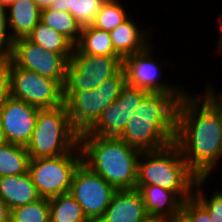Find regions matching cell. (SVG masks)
Instances as JSON below:
<instances>
[{
    "instance_id": "ffe728a7",
    "label": "cell",
    "mask_w": 222,
    "mask_h": 222,
    "mask_svg": "<svg viewBox=\"0 0 222 222\" xmlns=\"http://www.w3.org/2000/svg\"><path fill=\"white\" fill-rule=\"evenodd\" d=\"M27 39L45 50L60 53L70 60L75 45L63 34L56 32L41 21L33 28Z\"/></svg>"
},
{
    "instance_id": "7c38bea8",
    "label": "cell",
    "mask_w": 222,
    "mask_h": 222,
    "mask_svg": "<svg viewBox=\"0 0 222 222\" xmlns=\"http://www.w3.org/2000/svg\"><path fill=\"white\" fill-rule=\"evenodd\" d=\"M148 93L146 90L126 84L120 96L102 111L100 118L87 132L104 137H119L138 104Z\"/></svg>"
},
{
    "instance_id": "6da1fadb",
    "label": "cell",
    "mask_w": 222,
    "mask_h": 222,
    "mask_svg": "<svg viewBox=\"0 0 222 222\" xmlns=\"http://www.w3.org/2000/svg\"><path fill=\"white\" fill-rule=\"evenodd\" d=\"M174 143L188 167L199 178H209L222 157V104L207 88L181 98Z\"/></svg>"
},
{
    "instance_id": "4dcf8cb0",
    "label": "cell",
    "mask_w": 222,
    "mask_h": 222,
    "mask_svg": "<svg viewBox=\"0 0 222 222\" xmlns=\"http://www.w3.org/2000/svg\"><path fill=\"white\" fill-rule=\"evenodd\" d=\"M10 58L0 57V107L10 97Z\"/></svg>"
},
{
    "instance_id": "603a6c76",
    "label": "cell",
    "mask_w": 222,
    "mask_h": 222,
    "mask_svg": "<svg viewBox=\"0 0 222 222\" xmlns=\"http://www.w3.org/2000/svg\"><path fill=\"white\" fill-rule=\"evenodd\" d=\"M40 21L56 32L63 34L74 45L79 42L82 26L69 12L57 11L47 7L41 9Z\"/></svg>"
},
{
    "instance_id": "8992f818",
    "label": "cell",
    "mask_w": 222,
    "mask_h": 222,
    "mask_svg": "<svg viewBox=\"0 0 222 222\" xmlns=\"http://www.w3.org/2000/svg\"><path fill=\"white\" fill-rule=\"evenodd\" d=\"M125 85L126 75L122 67L92 91H63L64 104L73 128L79 134L88 131L102 111L120 96Z\"/></svg>"
},
{
    "instance_id": "52a82bcc",
    "label": "cell",
    "mask_w": 222,
    "mask_h": 222,
    "mask_svg": "<svg viewBox=\"0 0 222 222\" xmlns=\"http://www.w3.org/2000/svg\"><path fill=\"white\" fill-rule=\"evenodd\" d=\"M82 164L79 146L56 157L30 159L28 174L41 198L51 199L69 193L74 174Z\"/></svg>"
},
{
    "instance_id": "ba28073f",
    "label": "cell",
    "mask_w": 222,
    "mask_h": 222,
    "mask_svg": "<svg viewBox=\"0 0 222 222\" xmlns=\"http://www.w3.org/2000/svg\"><path fill=\"white\" fill-rule=\"evenodd\" d=\"M122 67L120 56L85 55L75 47L66 68L63 91H92Z\"/></svg>"
},
{
    "instance_id": "8d00e7d4",
    "label": "cell",
    "mask_w": 222,
    "mask_h": 222,
    "mask_svg": "<svg viewBox=\"0 0 222 222\" xmlns=\"http://www.w3.org/2000/svg\"><path fill=\"white\" fill-rule=\"evenodd\" d=\"M6 143V139L4 137V133H3V130L1 128V124H0V145H3Z\"/></svg>"
},
{
    "instance_id": "5bb4252c",
    "label": "cell",
    "mask_w": 222,
    "mask_h": 222,
    "mask_svg": "<svg viewBox=\"0 0 222 222\" xmlns=\"http://www.w3.org/2000/svg\"><path fill=\"white\" fill-rule=\"evenodd\" d=\"M40 108L9 97L0 107V124L6 142L27 146Z\"/></svg>"
},
{
    "instance_id": "5b68a950",
    "label": "cell",
    "mask_w": 222,
    "mask_h": 222,
    "mask_svg": "<svg viewBox=\"0 0 222 222\" xmlns=\"http://www.w3.org/2000/svg\"><path fill=\"white\" fill-rule=\"evenodd\" d=\"M79 146V133L71 125L65 104L39 109L35 129L26 150L31 159L56 157Z\"/></svg>"
},
{
    "instance_id": "83f0119b",
    "label": "cell",
    "mask_w": 222,
    "mask_h": 222,
    "mask_svg": "<svg viewBox=\"0 0 222 222\" xmlns=\"http://www.w3.org/2000/svg\"><path fill=\"white\" fill-rule=\"evenodd\" d=\"M208 178H198L194 185L193 197L208 211L213 222H222V191L213 192L208 198L202 191ZM202 191V192H201ZM207 196V197H206Z\"/></svg>"
},
{
    "instance_id": "484cf974",
    "label": "cell",
    "mask_w": 222,
    "mask_h": 222,
    "mask_svg": "<svg viewBox=\"0 0 222 222\" xmlns=\"http://www.w3.org/2000/svg\"><path fill=\"white\" fill-rule=\"evenodd\" d=\"M128 18L124 5L121 6L118 0H105L91 25L100 30L111 32Z\"/></svg>"
},
{
    "instance_id": "f35d334b",
    "label": "cell",
    "mask_w": 222,
    "mask_h": 222,
    "mask_svg": "<svg viewBox=\"0 0 222 222\" xmlns=\"http://www.w3.org/2000/svg\"><path fill=\"white\" fill-rule=\"evenodd\" d=\"M145 222H164V220L163 219H159V218H149Z\"/></svg>"
},
{
    "instance_id": "836d02e7",
    "label": "cell",
    "mask_w": 222,
    "mask_h": 222,
    "mask_svg": "<svg viewBox=\"0 0 222 222\" xmlns=\"http://www.w3.org/2000/svg\"><path fill=\"white\" fill-rule=\"evenodd\" d=\"M220 17H219V27H220V30H221V34H220V38L218 39L219 41H217V42H219V43H217V45L218 46H216L218 49H216V51H218L219 52V55H220V53L222 54V15H219Z\"/></svg>"
},
{
    "instance_id": "f1b7e54d",
    "label": "cell",
    "mask_w": 222,
    "mask_h": 222,
    "mask_svg": "<svg viewBox=\"0 0 222 222\" xmlns=\"http://www.w3.org/2000/svg\"><path fill=\"white\" fill-rule=\"evenodd\" d=\"M180 216L185 222H213L208 211L193 196L183 201Z\"/></svg>"
},
{
    "instance_id": "8fae6325",
    "label": "cell",
    "mask_w": 222,
    "mask_h": 222,
    "mask_svg": "<svg viewBox=\"0 0 222 222\" xmlns=\"http://www.w3.org/2000/svg\"><path fill=\"white\" fill-rule=\"evenodd\" d=\"M9 58L17 67L53 79L63 87L69 63L64 55L45 50L27 38H19L14 40Z\"/></svg>"
},
{
    "instance_id": "d590c367",
    "label": "cell",
    "mask_w": 222,
    "mask_h": 222,
    "mask_svg": "<svg viewBox=\"0 0 222 222\" xmlns=\"http://www.w3.org/2000/svg\"><path fill=\"white\" fill-rule=\"evenodd\" d=\"M16 0H0V4L2 6H5L8 8L10 5H12Z\"/></svg>"
},
{
    "instance_id": "9a60e30c",
    "label": "cell",
    "mask_w": 222,
    "mask_h": 222,
    "mask_svg": "<svg viewBox=\"0 0 222 222\" xmlns=\"http://www.w3.org/2000/svg\"><path fill=\"white\" fill-rule=\"evenodd\" d=\"M138 189L116 190L98 222H145L149 219Z\"/></svg>"
},
{
    "instance_id": "f546056e",
    "label": "cell",
    "mask_w": 222,
    "mask_h": 222,
    "mask_svg": "<svg viewBox=\"0 0 222 222\" xmlns=\"http://www.w3.org/2000/svg\"><path fill=\"white\" fill-rule=\"evenodd\" d=\"M7 10L5 6L0 4V57H9L14 42L7 30L9 27Z\"/></svg>"
},
{
    "instance_id": "1f68e13d",
    "label": "cell",
    "mask_w": 222,
    "mask_h": 222,
    "mask_svg": "<svg viewBox=\"0 0 222 222\" xmlns=\"http://www.w3.org/2000/svg\"><path fill=\"white\" fill-rule=\"evenodd\" d=\"M10 217V208L0 199V222H10Z\"/></svg>"
},
{
    "instance_id": "d4e9b609",
    "label": "cell",
    "mask_w": 222,
    "mask_h": 222,
    "mask_svg": "<svg viewBox=\"0 0 222 222\" xmlns=\"http://www.w3.org/2000/svg\"><path fill=\"white\" fill-rule=\"evenodd\" d=\"M50 222H89L79 203L69 194L49 199Z\"/></svg>"
},
{
    "instance_id": "4fadbf2b",
    "label": "cell",
    "mask_w": 222,
    "mask_h": 222,
    "mask_svg": "<svg viewBox=\"0 0 222 222\" xmlns=\"http://www.w3.org/2000/svg\"><path fill=\"white\" fill-rule=\"evenodd\" d=\"M149 44L143 51L134 53L123 59V69L126 75V84L132 87H137L151 92H164L171 94H186L188 91H183L180 86H174L159 81L157 77L160 67L157 61L153 58V46ZM152 53V54H151ZM164 82V83H163Z\"/></svg>"
},
{
    "instance_id": "ac0fdd59",
    "label": "cell",
    "mask_w": 222,
    "mask_h": 222,
    "mask_svg": "<svg viewBox=\"0 0 222 222\" xmlns=\"http://www.w3.org/2000/svg\"><path fill=\"white\" fill-rule=\"evenodd\" d=\"M28 173L0 177V199L13 210L40 199Z\"/></svg>"
},
{
    "instance_id": "7402d4cb",
    "label": "cell",
    "mask_w": 222,
    "mask_h": 222,
    "mask_svg": "<svg viewBox=\"0 0 222 222\" xmlns=\"http://www.w3.org/2000/svg\"><path fill=\"white\" fill-rule=\"evenodd\" d=\"M30 159L25 146L9 142L0 145V177L28 173Z\"/></svg>"
},
{
    "instance_id": "d6986e66",
    "label": "cell",
    "mask_w": 222,
    "mask_h": 222,
    "mask_svg": "<svg viewBox=\"0 0 222 222\" xmlns=\"http://www.w3.org/2000/svg\"><path fill=\"white\" fill-rule=\"evenodd\" d=\"M7 9L8 26L14 40L27 38L33 28L40 22L41 9L33 0H16Z\"/></svg>"
},
{
    "instance_id": "9c48e42d",
    "label": "cell",
    "mask_w": 222,
    "mask_h": 222,
    "mask_svg": "<svg viewBox=\"0 0 222 222\" xmlns=\"http://www.w3.org/2000/svg\"><path fill=\"white\" fill-rule=\"evenodd\" d=\"M10 97L40 109L64 104L63 87L55 80L17 67L10 60Z\"/></svg>"
},
{
    "instance_id": "3957f363",
    "label": "cell",
    "mask_w": 222,
    "mask_h": 222,
    "mask_svg": "<svg viewBox=\"0 0 222 222\" xmlns=\"http://www.w3.org/2000/svg\"><path fill=\"white\" fill-rule=\"evenodd\" d=\"M82 163L116 190L136 189L137 163L141 154L119 137L79 134Z\"/></svg>"
},
{
    "instance_id": "e0dca14e",
    "label": "cell",
    "mask_w": 222,
    "mask_h": 222,
    "mask_svg": "<svg viewBox=\"0 0 222 222\" xmlns=\"http://www.w3.org/2000/svg\"><path fill=\"white\" fill-rule=\"evenodd\" d=\"M131 19V20H130ZM128 18L110 32L114 51L122 58L143 51L149 44V31L141 30L139 25Z\"/></svg>"
},
{
    "instance_id": "7a4b0ae2",
    "label": "cell",
    "mask_w": 222,
    "mask_h": 222,
    "mask_svg": "<svg viewBox=\"0 0 222 222\" xmlns=\"http://www.w3.org/2000/svg\"><path fill=\"white\" fill-rule=\"evenodd\" d=\"M184 95L148 93L119 138L140 152L159 150L174 143L178 105Z\"/></svg>"
},
{
    "instance_id": "30bf717a",
    "label": "cell",
    "mask_w": 222,
    "mask_h": 222,
    "mask_svg": "<svg viewBox=\"0 0 222 222\" xmlns=\"http://www.w3.org/2000/svg\"><path fill=\"white\" fill-rule=\"evenodd\" d=\"M116 189L83 163L76 170L69 194L79 203L89 222H98Z\"/></svg>"
},
{
    "instance_id": "d6a6232c",
    "label": "cell",
    "mask_w": 222,
    "mask_h": 222,
    "mask_svg": "<svg viewBox=\"0 0 222 222\" xmlns=\"http://www.w3.org/2000/svg\"><path fill=\"white\" fill-rule=\"evenodd\" d=\"M33 1L40 9L47 8L54 2V0H33Z\"/></svg>"
},
{
    "instance_id": "277c9868",
    "label": "cell",
    "mask_w": 222,
    "mask_h": 222,
    "mask_svg": "<svg viewBox=\"0 0 222 222\" xmlns=\"http://www.w3.org/2000/svg\"><path fill=\"white\" fill-rule=\"evenodd\" d=\"M199 177L188 167L175 143L148 152H141L137 163L136 189L156 185L174 191L183 201L193 196Z\"/></svg>"
},
{
    "instance_id": "2e32d148",
    "label": "cell",
    "mask_w": 222,
    "mask_h": 222,
    "mask_svg": "<svg viewBox=\"0 0 222 222\" xmlns=\"http://www.w3.org/2000/svg\"><path fill=\"white\" fill-rule=\"evenodd\" d=\"M139 191L150 218L167 220L180 217L183 200L174 191L156 185H144Z\"/></svg>"
},
{
    "instance_id": "e575fe53",
    "label": "cell",
    "mask_w": 222,
    "mask_h": 222,
    "mask_svg": "<svg viewBox=\"0 0 222 222\" xmlns=\"http://www.w3.org/2000/svg\"><path fill=\"white\" fill-rule=\"evenodd\" d=\"M214 96L215 98L222 104V93L220 95H217L215 92H214V89L213 87H206ZM220 96V97H219Z\"/></svg>"
},
{
    "instance_id": "4316f807",
    "label": "cell",
    "mask_w": 222,
    "mask_h": 222,
    "mask_svg": "<svg viewBox=\"0 0 222 222\" xmlns=\"http://www.w3.org/2000/svg\"><path fill=\"white\" fill-rule=\"evenodd\" d=\"M10 222H50L49 199L40 198L14 208Z\"/></svg>"
},
{
    "instance_id": "74e56055",
    "label": "cell",
    "mask_w": 222,
    "mask_h": 222,
    "mask_svg": "<svg viewBox=\"0 0 222 222\" xmlns=\"http://www.w3.org/2000/svg\"><path fill=\"white\" fill-rule=\"evenodd\" d=\"M164 222H185V220L180 216L178 218L164 220Z\"/></svg>"
},
{
    "instance_id": "cb8c5ba5",
    "label": "cell",
    "mask_w": 222,
    "mask_h": 222,
    "mask_svg": "<svg viewBox=\"0 0 222 222\" xmlns=\"http://www.w3.org/2000/svg\"><path fill=\"white\" fill-rule=\"evenodd\" d=\"M105 0H54L48 7L69 12L82 26L91 25Z\"/></svg>"
},
{
    "instance_id": "44dd1931",
    "label": "cell",
    "mask_w": 222,
    "mask_h": 222,
    "mask_svg": "<svg viewBox=\"0 0 222 222\" xmlns=\"http://www.w3.org/2000/svg\"><path fill=\"white\" fill-rule=\"evenodd\" d=\"M75 47L85 55L119 56L112 46L110 32L92 25L82 27L80 40Z\"/></svg>"
}]
</instances>
